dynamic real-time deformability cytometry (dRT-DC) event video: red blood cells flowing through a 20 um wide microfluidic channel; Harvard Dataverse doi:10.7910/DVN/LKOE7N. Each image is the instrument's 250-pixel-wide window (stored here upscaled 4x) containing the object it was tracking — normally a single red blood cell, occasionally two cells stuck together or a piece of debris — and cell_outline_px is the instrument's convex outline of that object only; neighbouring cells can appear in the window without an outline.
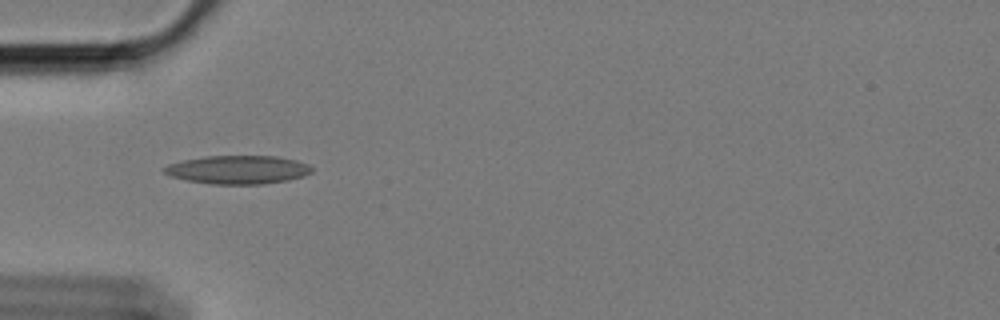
{"species": "Egyptian fruit bat (a non-hibernating species)", "species_latin": "Rousettus aegyptiacus", "temperature_condition": "cold", "stored_images_in_passage": 20, "camera_frame_rate_fps": 3000, "um_per_image_px": 0.085, "animal": {"sex": "female"}, "frame": {"image": 1, "passage_image": 1, "time_ms": 0.0, "image_size_px": [1000, 320], "cell_outline_px": [[312, 172], [304, 176], [288, 180], [260, 184], [212, 184], [188, 180], [172, 176], [164, 172], [164, 168], [168, 164], [184, 160], [204, 156], [276, 156], [296, 160], [308, 164], [312, 168]], "centroid_in_image_um": [20.25, 14.42], "position_along_channel_um": 64.7, "area_um2": 24.28}}
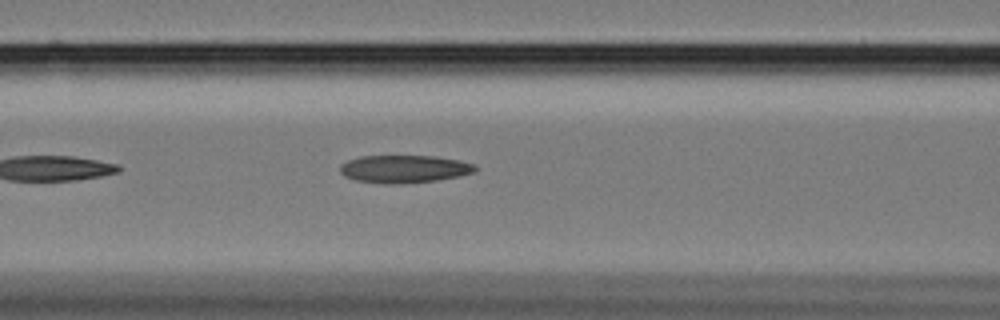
{"frame": {"image": 2, "passage_image": 7, "time_ms": 2.0, "image_size_px": [1000, 320], "cell_outline_px": [[476, 172], [460, 176], [436, 180], [396, 184], [384, 184], [356, 180], [344, 176], [340, 172], [340, 164], [348, 160], [360, 156], [436, 156], [460, 160], [476, 164]], "centroid_in_image_um": [34.37, 14.36], "position_along_channel_um": 132.2, "area_um2": 21.96}}
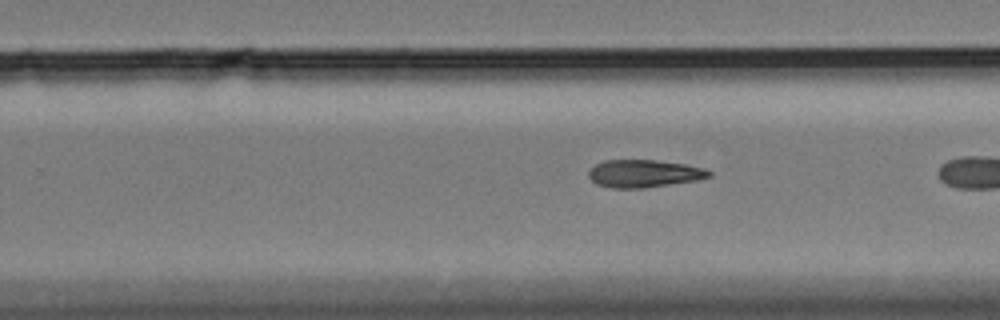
{"frame": {"image": 3, "passage_image": 17, "time_ms": 5.333, "image_size_px": [1000, 320], "cell_outline_px": [[712, 176], [696, 180], [644, 188], [612, 188], [596, 184], [588, 176], [588, 172], [596, 164], [604, 160], [656, 160], [684, 164], [704, 168], [712, 172]], "centroid_in_image_um": [54.73, 14.75], "position_along_channel_um": 275.1, "area_um2": 19.31}}